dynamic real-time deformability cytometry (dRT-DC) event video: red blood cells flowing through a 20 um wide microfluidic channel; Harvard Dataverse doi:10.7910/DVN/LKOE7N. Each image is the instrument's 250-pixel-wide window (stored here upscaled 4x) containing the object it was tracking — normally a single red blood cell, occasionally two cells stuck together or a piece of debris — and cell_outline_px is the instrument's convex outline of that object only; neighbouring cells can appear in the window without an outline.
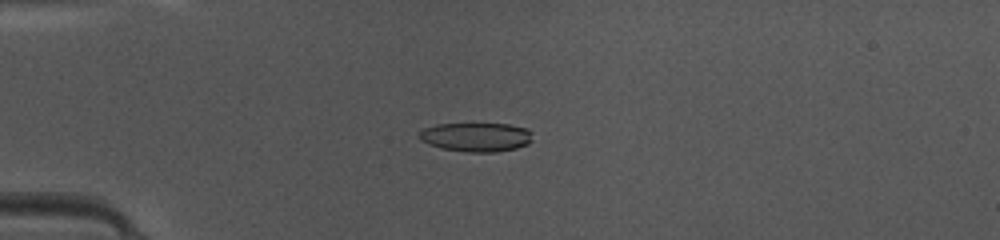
{"species": "common noctule bat (a hibernating species)", "species_latin": "Nyctalus noctula", "temperature_condition": "warm", "stored_images_in_passage": 48, "camera_frame_rate_fps": 3000, "um_per_image_px": 0.085, "animal": {"sex": "female", "body_mass_g": 10.0, "forearm_length_mm": 53.1}, "frame": {"image": 1, "passage_image": 13, "time_ms": 4.0, "image_size_px": [1000, 240], "cell_outline_px": [[532, 140], [528, 144], [516, 148], [496, 152], [468, 152], [440, 148], [428, 144], [420, 140], [420, 132], [424, 128], [436, 124], [508, 124], [528, 128], [532, 132]], "centroid_in_image_um": [40.5, 11.65], "position_along_channel_um": 44.5, "area_um2": 19.25}}
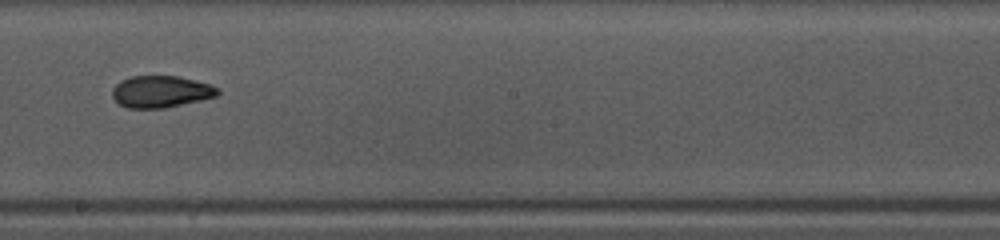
{"frame": {"image": 2, "passage_image": 28, "time_ms": 9.0, "image_size_px": [1000, 240], "cell_outline_px": [[220, 92], [216, 96], [200, 100], [164, 108], [128, 108], [120, 104], [112, 96], [112, 88], [120, 80], [132, 76], [176, 76], [196, 80], [212, 84], [220, 88]], "centroid_in_image_um": [13.69, 7.78], "position_along_channel_um": 234.5, "area_um2": 19.59}}
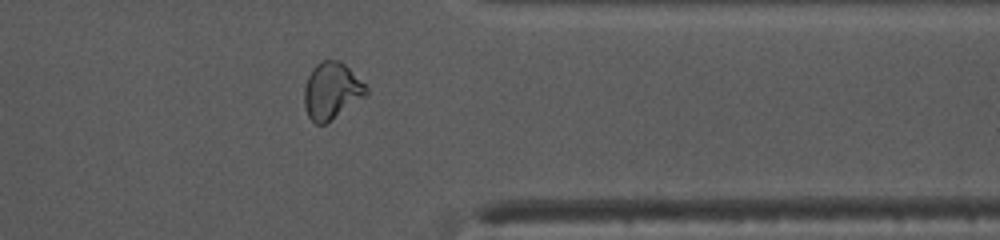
{"frame": {"image": 3, "passage_image": 39, "time_ms": 12.667, "image_size_px": [1000, 240], "cell_outline_px": [[368, 92], [364, 96], [324, 124], [316, 124], [308, 116], [304, 104], [304, 88], [308, 76], [312, 68], [320, 60], [340, 60], [368, 88]], "centroid_in_image_um": [28.14, 7.69], "position_along_channel_um": 383.3, "area_um2": 20.0}, "authors_computed_cell_mechanics": {"area_um2": 19.8254, "velocity_mm_per_s": 4.1987, "shape_relaxation_time_tau1_ms": null, "shape_relaxation_time_tau2_ms": 1.8155, "deformation_change_tau1": null, "deformation_change_tau2": 0.0767}}